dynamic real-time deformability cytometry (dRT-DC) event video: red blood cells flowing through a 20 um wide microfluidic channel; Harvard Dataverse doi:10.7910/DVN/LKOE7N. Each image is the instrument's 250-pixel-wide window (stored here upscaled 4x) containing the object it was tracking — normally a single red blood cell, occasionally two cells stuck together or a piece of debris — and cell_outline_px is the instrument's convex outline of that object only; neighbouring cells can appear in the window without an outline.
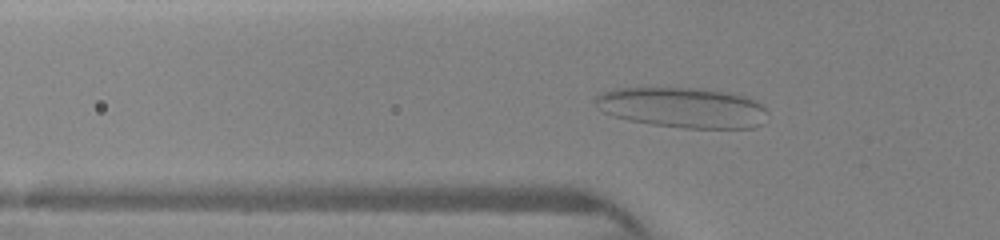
{"species": "human", "species_latin": "Homo sapiens", "temperature_condition": "warm", "stored_images_in_passage": 10, "camera_frame_rate_fps": 3000, "um_per_image_px": 0.085, "donor": {"sex": "female"}, "frame": {"image": 1, "passage_image": 9, "time_ms": 4.333, "image_size_px": [1000, 240], "cell_outline_px": [[768, 120], [764, 124], [752, 128], [684, 128], [652, 124], [628, 120], [604, 112], [596, 108], [596, 96], [600, 92], [612, 88], [700, 88], [732, 92], [744, 96], [760, 104], [768, 112]], "centroid_in_image_um": [58.05, 9.14], "position_along_channel_um": 67.7, "area_um2": 40.86}}